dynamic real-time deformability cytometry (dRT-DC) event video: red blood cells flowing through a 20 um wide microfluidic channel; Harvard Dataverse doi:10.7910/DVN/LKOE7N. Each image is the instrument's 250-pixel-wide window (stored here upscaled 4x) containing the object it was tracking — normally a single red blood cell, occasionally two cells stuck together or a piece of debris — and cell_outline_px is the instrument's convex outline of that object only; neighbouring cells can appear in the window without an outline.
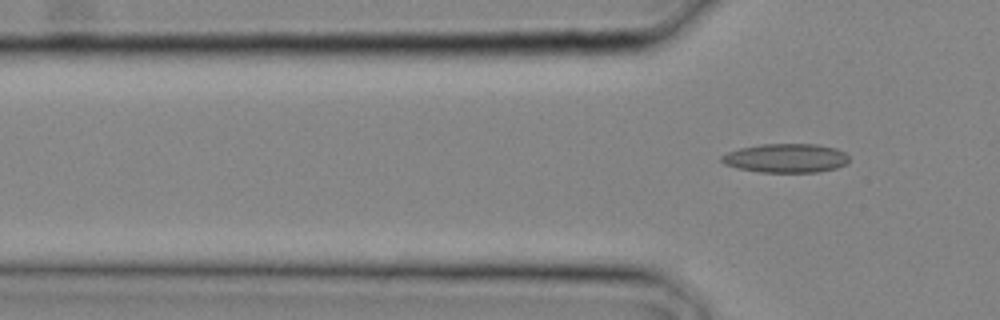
{"species": "common noctule bat (a hibernating species)", "species_latin": "Nyctalus noctula", "temperature_condition": "cold", "stored_images_in_passage": 5, "camera_frame_rate_fps": 3000, "um_per_image_px": 0.085, "animal": {"sex": "male", "body_mass_g": 20.4}, "frame": {"image": 1, "passage_image": 5, "time_ms": 1.333, "image_size_px": [1000, 320], "cell_outline_px": [[848, 164], [836, 168], [816, 172], [760, 172], [736, 168], [724, 164], [720, 160], [720, 156], [728, 152], [740, 148], [760, 144], [816, 144], [836, 148], [844, 152], [848, 156]], "centroid_in_image_um": [66.79, 13.44], "position_along_channel_um": 59.0, "area_um2": 21.62}}